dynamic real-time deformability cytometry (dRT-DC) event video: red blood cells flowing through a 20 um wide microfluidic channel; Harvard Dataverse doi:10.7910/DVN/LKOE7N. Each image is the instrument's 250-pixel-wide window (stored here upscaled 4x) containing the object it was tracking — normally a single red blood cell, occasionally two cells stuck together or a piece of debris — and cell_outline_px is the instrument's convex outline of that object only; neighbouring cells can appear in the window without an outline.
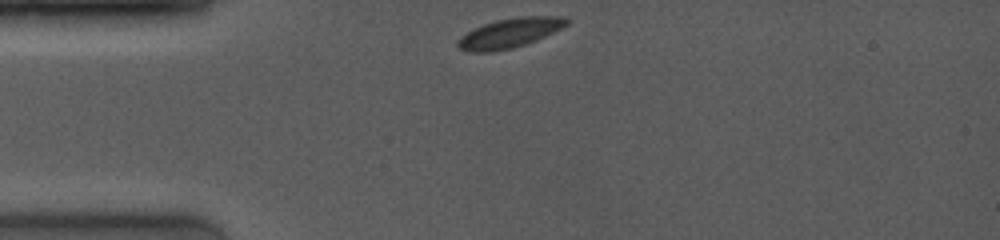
{"species": "common noctule bat (a hibernating species)", "species_latin": "Nyctalus noctula", "temperature_condition": "room temperature", "stored_images_in_passage": 17, "camera_frame_rate_fps": 4000, "um_per_image_px": 0.085, "animal": {"sex": "female", "body_mass_g": 19.0, "forearm_length_mm": 53.3}, "frame": {"image": 1, "passage_image": 1, "time_ms": 0.0, "image_size_px": [1000, 240], "cell_outline_px": [[568, 24], [536, 40], [512, 48], [492, 52], [468, 52], [460, 48], [456, 44], [460, 36], [484, 24], [496, 20], [516, 16], [564, 16], [568, 20]], "centroid_in_image_um": [43.3, 2.8], "position_along_channel_um": 41.7, "area_um2": 18.55}}
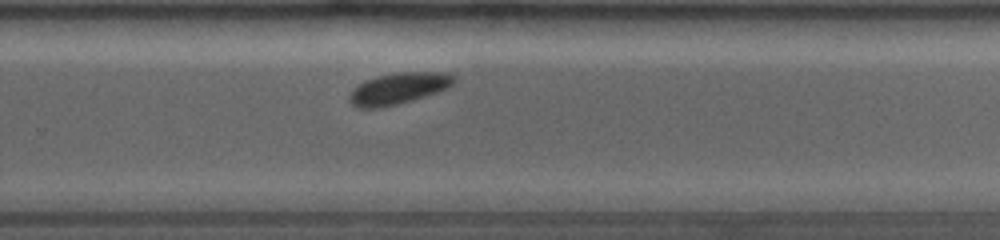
{"frame": {"image": 2, "passage_image": 17, "time_ms": 7.0, "image_size_px": [1000, 240], "cell_outline_px": [[456, 80], [448, 88], [400, 104], [380, 108], [356, 108], [348, 100], [348, 96], [364, 80], [376, 76], [392, 72], [444, 72], [456, 76]], "centroid_in_image_um": [33.87, 7.51], "position_along_channel_um": 295.9, "area_um2": 19.25}}